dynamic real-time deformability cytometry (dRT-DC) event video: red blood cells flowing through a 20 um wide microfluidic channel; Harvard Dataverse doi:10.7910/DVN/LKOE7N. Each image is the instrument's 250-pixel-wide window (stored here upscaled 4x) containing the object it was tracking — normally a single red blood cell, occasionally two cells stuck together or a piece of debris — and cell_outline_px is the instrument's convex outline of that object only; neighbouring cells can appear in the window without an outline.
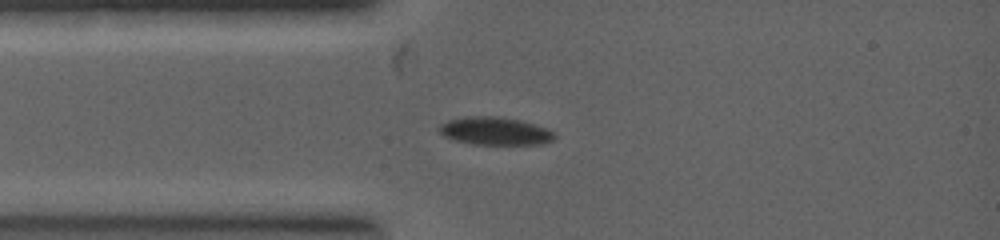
{"species": "common noctule bat (a hibernating species)", "species_latin": "Nyctalus noctula", "temperature_condition": "warm", "stored_images_in_passage": 50, "camera_frame_rate_fps": 5000, "um_per_image_px": 0.085, "animal": {"sex": "female", "body_mass_g": 19.0, "forearm_length_mm": 53.3}, "frame": {"image": 1, "passage_image": 3, "time_ms": 0.6, "image_size_px": [1000, 240], "cell_outline_px": [[556, 140], [544, 144], [472, 144], [452, 140], [444, 136], [440, 132], [440, 124], [448, 120], [464, 116], [500, 116], [520, 120], [548, 128], [556, 132]], "centroid_in_image_um": [42.13, 11.14], "position_along_channel_um": 42.9, "area_um2": 19.07}}
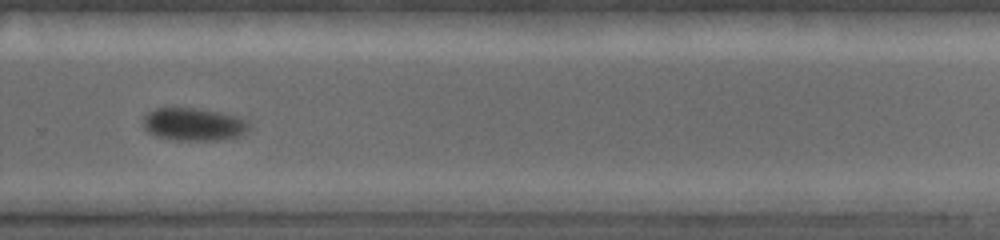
{"frame": {"image": 2, "passage_image": 30, "time_ms": 4.8, "image_size_px": [1000, 240], "cell_outline_px": [[248, 128], [244, 132], [236, 136], [220, 140], [172, 140], [152, 136], [144, 128], [144, 116], [148, 112], [156, 108], [196, 108], [236, 116], [248, 120]], "centroid_in_image_um": [16.4, 10.57], "position_along_channel_um": 313.4, "area_um2": 20.11}}
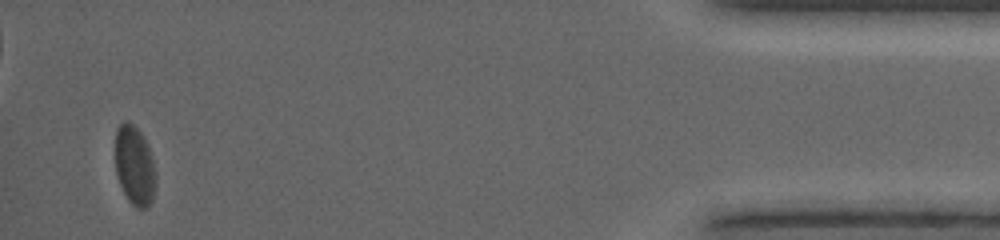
{"frame": {"image": 3, "passage_image": 47, "time_ms": 7.8, "image_size_px": [1000, 240], "cell_outline_px": [[156, 184], [152, 200], [148, 208], [136, 208], [128, 200], [120, 184], [116, 172], [116, 128], [124, 120], [128, 120], [144, 136], [156, 172]], "centroid_in_image_um": [11.45, 14.08], "position_along_channel_um": 423.8, "area_um2": 18.73}}